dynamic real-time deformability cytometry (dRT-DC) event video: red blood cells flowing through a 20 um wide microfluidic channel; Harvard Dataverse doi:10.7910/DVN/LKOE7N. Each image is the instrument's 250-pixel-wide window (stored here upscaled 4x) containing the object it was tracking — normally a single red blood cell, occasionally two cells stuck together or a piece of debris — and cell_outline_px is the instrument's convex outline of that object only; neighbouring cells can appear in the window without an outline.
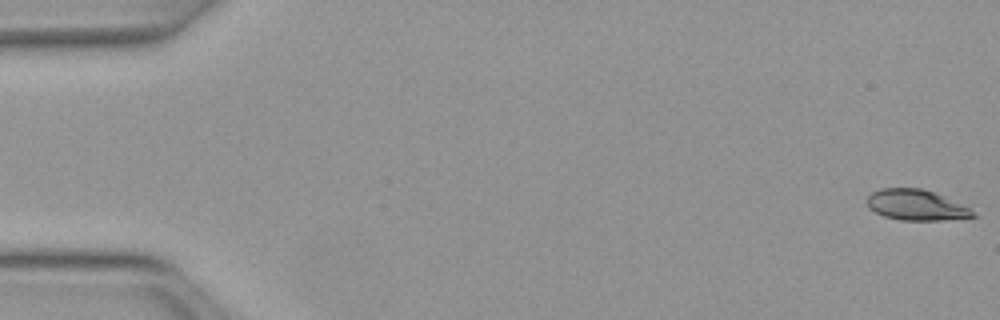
{"species": "Egyptian fruit bat (a non-hibernating species)", "species_latin": "Rousettus aegyptiacus", "temperature_condition": "warm", "stored_images_in_passage": 16, "camera_frame_rate_fps": 3000, "um_per_image_px": 0.085, "animal": {"sex": "female"}, "frame": {"image": 1, "passage_image": 1, "time_ms": 0.0, "image_size_px": [1000, 320], "cell_outline_px": [[980, 216], [944, 220], [900, 220], [884, 216], [868, 208], [868, 196], [872, 192], [880, 188], [920, 188], [932, 192], [968, 208]], "centroid_in_image_um": [77.84, 17.44], "position_along_channel_um": 7.2, "area_um2": 18.55}}
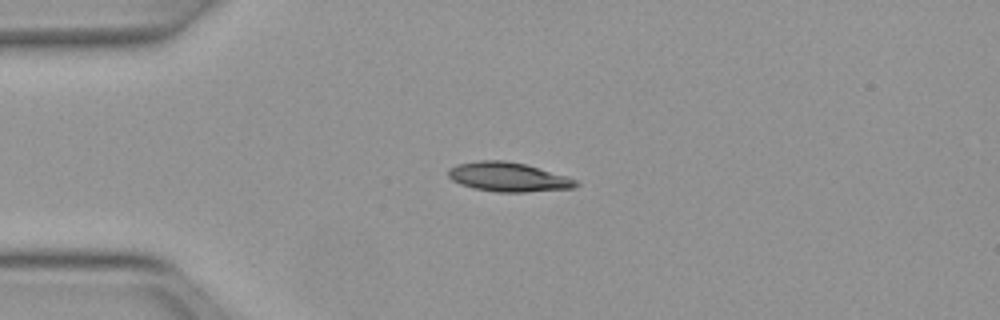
{"frame": {"image": 2, "passage_image": 13, "time_ms": 4.0, "image_size_px": [1000, 320], "cell_outline_px": [[580, 184], [572, 188], [524, 192], [496, 192], [472, 188], [460, 184], [452, 180], [448, 176], [448, 168], [456, 164], [480, 160], [504, 160], [524, 164], [568, 176], [576, 180]], "centroid_in_image_um": [43.17, 15.04], "position_along_channel_um": 41.8, "area_um2": 21.79}}